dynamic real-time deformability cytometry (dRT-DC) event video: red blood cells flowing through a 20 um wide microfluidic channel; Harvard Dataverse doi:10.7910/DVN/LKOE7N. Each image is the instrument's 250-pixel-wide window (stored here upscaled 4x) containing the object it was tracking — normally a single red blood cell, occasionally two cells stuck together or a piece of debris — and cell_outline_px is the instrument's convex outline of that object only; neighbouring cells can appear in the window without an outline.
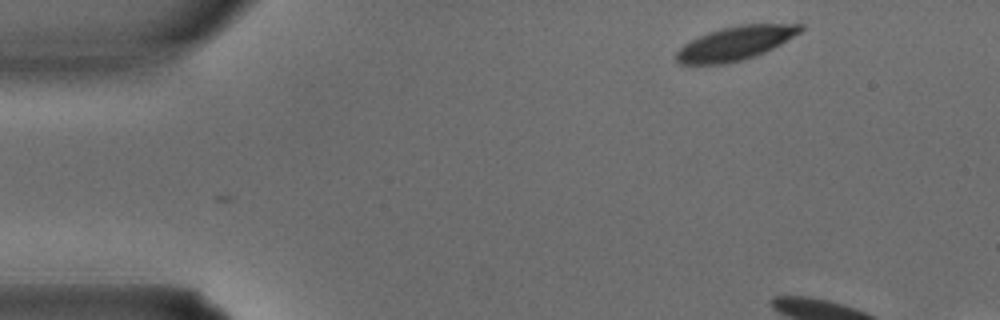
{"species": "common noctule bat (a hibernating species)", "species_latin": "Nyctalus noctula", "temperature_condition": "warm", "stored_images_in_passage": 4, "segment_of_instrument_passage": [1, 2], "camera_frame_rate_fps": 3000, "um_per_image_px": 0.085, "animal": {"sex": "male", "body_mass_g": 15.6}, "frame": {"image": 1, "passage_image": 1, "time_ms": 0.0, "image_size_px": [1000, 320], "cell_outline_px": [[804, 28], [800, 32], [780, 44], [756, 56], [724, 64], [680, 64], [676, 60], [676, 52], [684, 44], [708, 32], [720, 28], [740, 24], [804, 24]], "centroid_in_image_um": [62.5, 3.67], "position_along_channel_um": 22.5, "area_um2": 24.22}}